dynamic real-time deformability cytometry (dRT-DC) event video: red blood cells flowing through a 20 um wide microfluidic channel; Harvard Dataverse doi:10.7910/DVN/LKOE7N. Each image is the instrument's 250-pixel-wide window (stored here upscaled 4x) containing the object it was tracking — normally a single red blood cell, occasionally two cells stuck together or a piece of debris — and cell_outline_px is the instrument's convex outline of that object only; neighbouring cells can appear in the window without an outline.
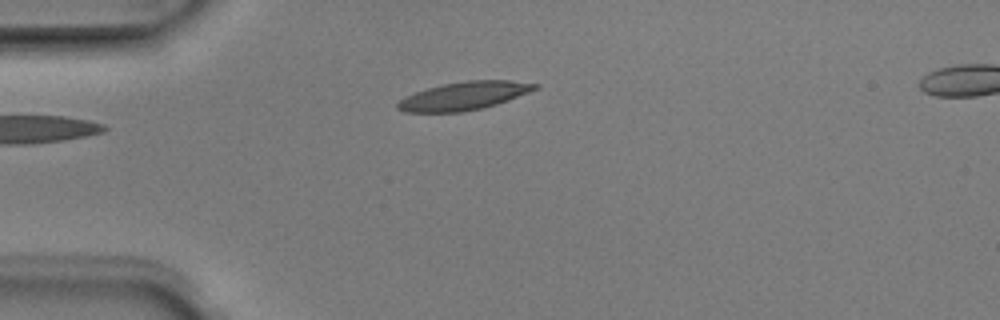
{"species": "Egyptian fruit bat (a non-hibernating species)", "species_latin": "Rousettus aegyptiacus", "temperature_condition": "room temperature", "stored_images_in_passage": 4, "camera_frame_rate_fps": 3000, "um_per_image_px": 0.085, "animal": {"sex": "male"}, "frame": {"image": 1, "passage_image": 4, "time_ms": 1.0, "image_size_px": [1000, 320], "cell_outline_px": [[540, 88], [508, 100], [496, 104], [480, 108], [460, 112], [404, 112], [396, 108], [396, 104], [404, 96], [428, 88], [444, 84], [468, 80], [508, 80], [540, 84]], "centroid_in_image_um": [39.44, 8.14], "position_along_channel_um": 45.6, "area_um2": 22.43}}